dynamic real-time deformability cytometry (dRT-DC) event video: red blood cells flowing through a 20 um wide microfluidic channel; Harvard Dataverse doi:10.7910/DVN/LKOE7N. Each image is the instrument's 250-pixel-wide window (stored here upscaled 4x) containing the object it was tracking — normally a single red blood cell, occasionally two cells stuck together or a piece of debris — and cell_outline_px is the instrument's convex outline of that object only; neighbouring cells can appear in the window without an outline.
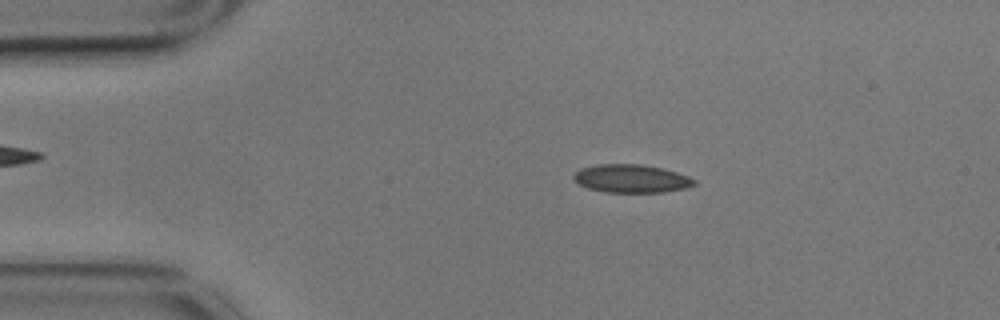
{"species": "common noctule bat (a hibernating species)", "species_latin": "Nyctalus noctula", "temperature_condition": "cold", "stored_images_in_passage": 53, "camera_frame_rate_fps": 3000, "um_per_image_px": 0.085, "animal": {"sex": "male", "body_mass_g": 17.9}, "frame": {"image": 1, "passage_image": 7, "time_ms": 2.0, "image_size_px": [1000, 320], "cell_outline_px": [[696, 184], [684, 188], [664, 192], [604, 192], [588, 188], [572, 180], [572, 176], [580, 168], [596, 164], [640, 164], [660, 168], [676, 172], [688, 176], [696, 180]], "centroid_in_image_um": [53.62, 15.18], "position_along_channel_um": 31.4, "area_um2": 19.77}}
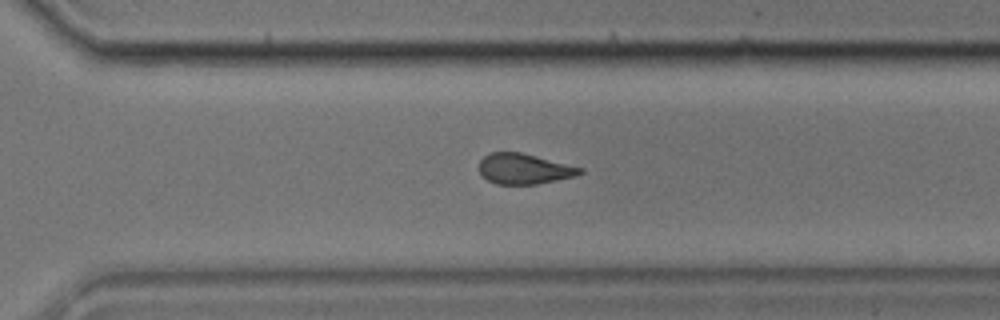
{"frame": {"image": 2, "passage_image": 36, "time_ms": 11.667, "image_size_px": [1000, 320], "cell_outline_px": [[584, 172], [576, 176], [536, 184], [496, 184], [488, 180], [480, 172], [480, 160], [484, 156], [492, 152], [520, 152], [584, 168]], "centroid_in_image_um": [44.57, 14.35], "position_along_channel_um": 326.0, "area_um2": 17.74}}
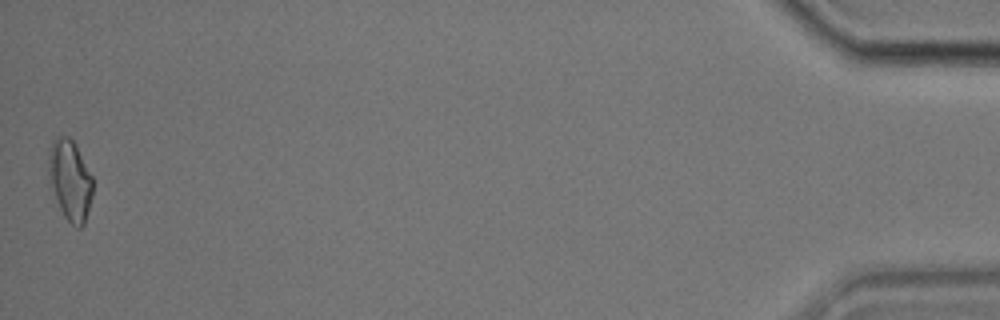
{"frame": {"image": 3, "passage_image": 53, "time_ms": 17.333, "image_size_px": [1000, 320], "cell_outline_px": [[92, 196], [84, 224], [80, 228], [76, 228], [64, 216], [60, 208], [48, 176], [48, 148], [52, 140], [56, 136], [68, 136], [76, 144], [92, 176]], "centroid_in_image_um": [5.94, 15.26], "position_along_channel_um": 429.3, "area_um2": 20.75}, "authors_computed_cell_mechanics": {"area_um2": 19.1896, "velocity_mm_per_s": 3.4806, "shape_relaxation_time_tau1_ms": 5.9711, "shape_relaxation_time_tau2_ms": 4.1359, "deformation_change_tau1": 0.1104, "deformation_change_tau2": 0.087}}